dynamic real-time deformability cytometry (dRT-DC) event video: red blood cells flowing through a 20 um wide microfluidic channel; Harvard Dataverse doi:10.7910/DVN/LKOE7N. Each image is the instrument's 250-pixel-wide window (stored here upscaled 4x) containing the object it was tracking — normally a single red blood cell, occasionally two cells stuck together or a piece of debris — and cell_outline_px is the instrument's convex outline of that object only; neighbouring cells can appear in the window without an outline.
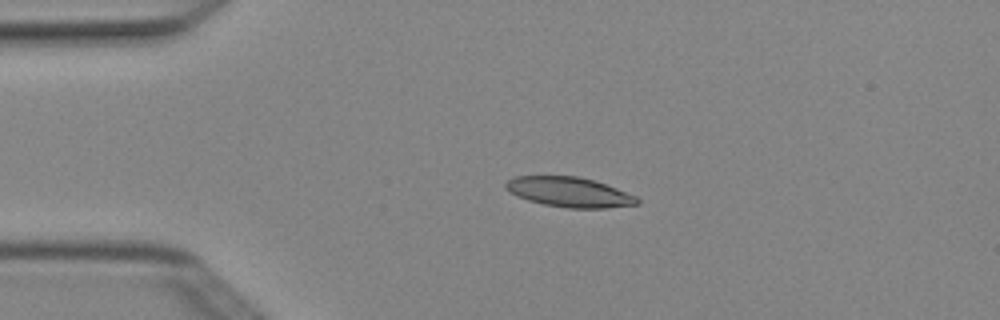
{"species": "Egyptian fruit bat (a non-hibernating species)", "species_latin": "Rousettus aegyptiacus", "temperature_condition": "cold", "stored_images_in_passage": 2, "camera_frame_rate_fps": 3000, "um_per_image_px": 0.085, "animal": {"sex": "female"}, "frame": {"image": 1, "passage_image": 2, "time_ms": 0.333, "image_size_px": [1000, 320], "cell_outline_px": [[640, 204], [608, 208], [568, 208], [544, 204], [528, 200], [516, 196], [508, 192], [504, 188], [504, 184], [512, 176], [576, 176], [592, 180], [616, 188], [636, 196], [640, 200]], "centroid_in_image_um": [48.36, 16.33], "position_along_channel_um": 36.6, "area_um2": 22.95}}